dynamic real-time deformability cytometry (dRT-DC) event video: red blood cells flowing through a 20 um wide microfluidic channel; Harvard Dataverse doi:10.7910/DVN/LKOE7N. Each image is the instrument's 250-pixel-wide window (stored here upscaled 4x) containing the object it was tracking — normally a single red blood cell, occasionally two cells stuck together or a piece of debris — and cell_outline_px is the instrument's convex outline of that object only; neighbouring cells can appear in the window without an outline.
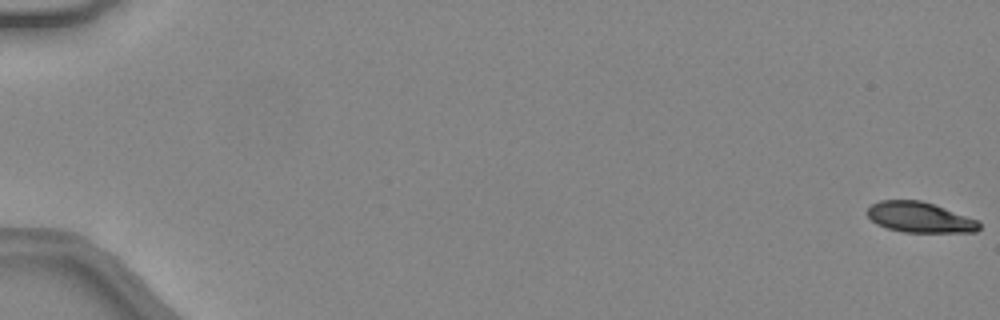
{"species": "common noctule bat (a hibernating species)", "species_latin": "Nyctalus noctula", "temperature_condition": "warm", "stored_images_in_passage": 18, "camera_frame_rate_fps": 3000, "um_per_image_px": 0.085, "animal": {"sex": "female", "body_mass_g": 24.6, "forearm_length_mm": 56.2}, "frame": {"image": 1, "passage_image": 1, "time_ms": 0.0, "image_size_px": [1000, 320], "cell_outline_px": [[980, 228], [976, 232], [904, 232], [888, 228], [876, 224], [868, 216], [868, 208], [872, 204], [880, 200], [920, 200], [980, 220]], "centroid_in_image_um": [78.2, 18.47], "position_along_channel_um": 6.8, "area_um2": 19.77}}
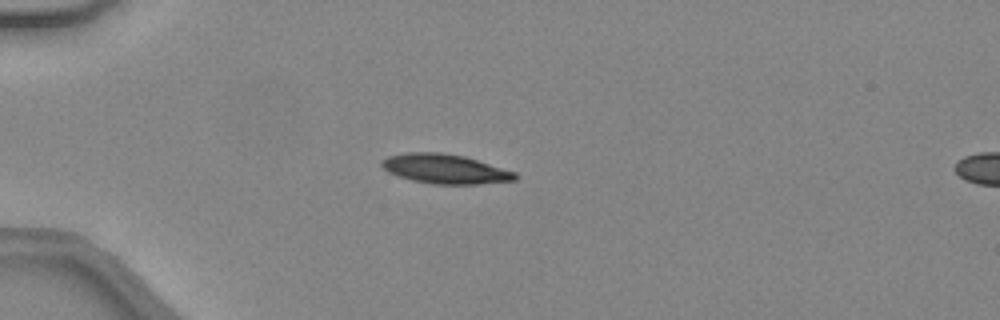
{"frame": {"image": 2, "passage_image": 15, "time_ms": 4.667, "image_size_px": [1000, 320], "cell_outline_px": [[516, 180], [476, 184], [432, 184], [412, 180], [396, 176], [388, 172], [380, 164], [380, 160], [388, 156], [408, 152], [444, 152], [464, 156], [516, 172]], "centroid_in_image_um": [37.78, 14.35], "position_along_channel_um": 47.2, "area_um2": 22.95}}